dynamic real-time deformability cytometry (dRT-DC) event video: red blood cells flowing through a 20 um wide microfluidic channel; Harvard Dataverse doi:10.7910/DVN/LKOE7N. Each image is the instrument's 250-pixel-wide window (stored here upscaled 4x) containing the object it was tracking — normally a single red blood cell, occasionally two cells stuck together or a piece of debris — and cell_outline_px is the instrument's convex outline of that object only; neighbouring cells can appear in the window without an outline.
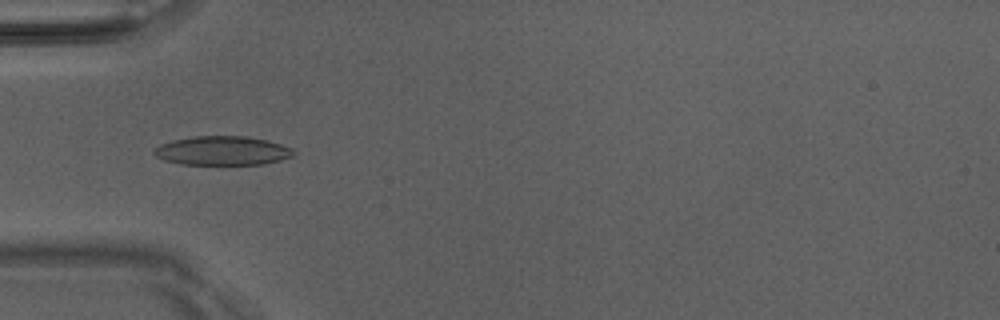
{"species": "Egyptian fruit bat (a non-hibernating species)", "species_latin": "Rousettus aegyptiacus", "temperature_condition": "room temperature", "stored_images_in_passage": 37, "camera_frame_rate_fps": 3000, "um_per_image_px": 0.085, "animal": {"sex": "male"}, "frame": {"image": 1, "passage_image": 3, "time_ms": 0.667, "image_size_px": [1000, 320], "cell_outline_px": [[296, 152], [292, 156], [280, 160], [264, 164], [180, 164], [164, 160], [156, 156], [152, 152], [160, 144], [172, 140], [192, 136], [244, 136], [264, 140], [280, 144], [292, 148]], "centroid_in_image_um": [18.88, 12.81], "position_along_channel_um": 66.1, "area_um2": 23.47}}
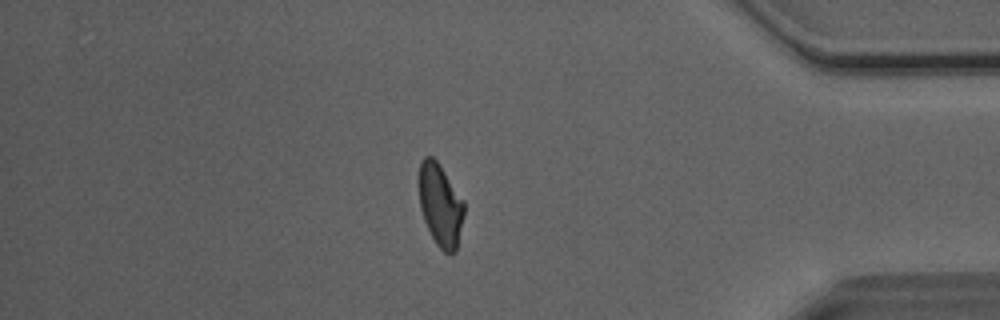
{"frame": {"image": 2, "passage_image": 30, "time_ms": 9.667, "image_size_px": [1000, 320], "cell_outline_px": [[464, 212], [456, 252], [444, 252], [436, 244], [424, 220], [420, 208], [420, 160], [424, 156], [432, 156], [440, 164], [464, 200]], "centroid_in_image_um": [37.44, 17.4], "position_along_channel_um": 397.8, "area_um2": 21.5}}
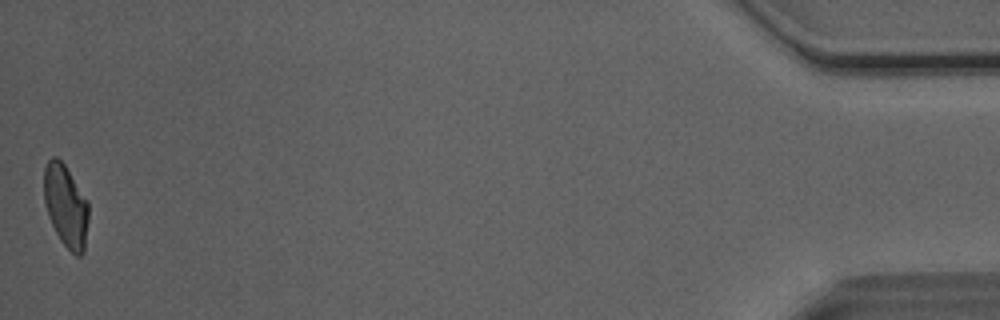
{"frame": {"image": 3, "passage_image": 37, "time_ms": 12.0, "image_size_px": [1000, 320], "cell_outline_px": [[88, 220], [84, 252], [80, 256], [76, 256], [60, 240], [48, 216], [44, 200], [44, 168], [48, 160], [52, 156], [56, 156], [64, 164], [88, 200]], "centroid_in_image_um": [5.59, 17.49], "position_along_channel_um": 429.6, "area_um2": 21.39}, "authors_computed_cell_mechanics": {"area_um2": 22.0218, "velocity_mm_per_s": 4.0605, "shape_relaxation_time_tau1_ms": 7.9474, "shape_relaxation_time_tau2_ms": 1.9668, "deformation_change_tau1": 0.2168, "deformation_change_tau2": 0.0764}}